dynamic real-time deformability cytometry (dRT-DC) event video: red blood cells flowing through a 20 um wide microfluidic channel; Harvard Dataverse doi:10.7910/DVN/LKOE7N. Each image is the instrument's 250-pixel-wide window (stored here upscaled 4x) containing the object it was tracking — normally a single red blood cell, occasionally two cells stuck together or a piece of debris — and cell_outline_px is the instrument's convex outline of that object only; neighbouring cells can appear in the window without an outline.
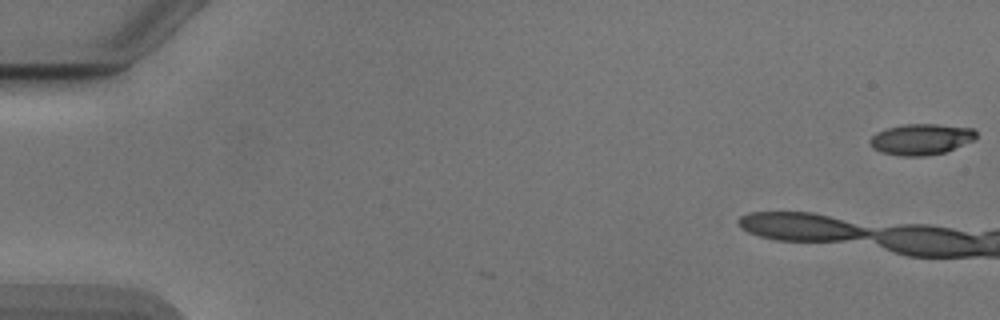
{"species": "Egyptian fruit bat (a non-hibernating species)", "species_latin": "Rousettus aegyptiacus", "temperature_condition": "cold", "stored_images_in_passage": 5, "camera_frame_rate_fps": 3000, "um_per_image_px": 0.085, "animal": {"sex": "male"}, "frame": {"image": 1, "passage_image": 1, "time_ms": 0.0, "image_size_px": [1000, 320], "cell_outline_px": [[976, 140], [944, 152], [924, 156], [900, 156], [880, 152], [872, 148], [868, 140], [876, 132], [888, 128], [904, 124], [936, 124], [972, 128], [976, 132]], "centroid_in_image_um": [78.28, 11.84], "position_along_channel_um": 6.7, "area_um2": 19.25}}